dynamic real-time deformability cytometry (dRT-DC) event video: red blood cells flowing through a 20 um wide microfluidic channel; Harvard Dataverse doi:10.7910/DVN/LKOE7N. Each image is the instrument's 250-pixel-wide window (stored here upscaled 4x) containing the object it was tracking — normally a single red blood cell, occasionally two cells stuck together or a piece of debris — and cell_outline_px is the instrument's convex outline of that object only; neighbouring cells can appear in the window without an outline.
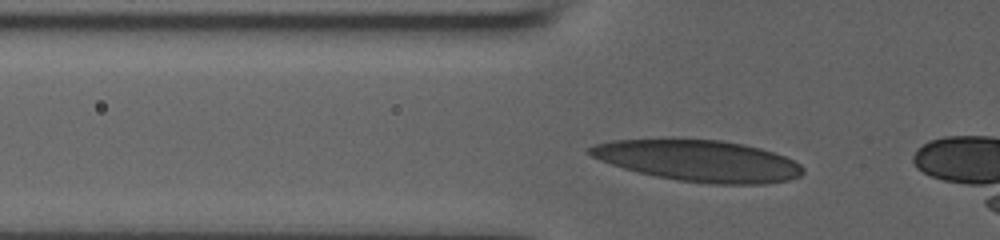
{"species": "human", "species_latin": "Homo sapiens", "temperature_condition": "room temperature", "stored_images_in_passage": 43, "camera_frame_rate_fps": 3000, "um_per_image_px": 0.085, "donor": {"sex": "male"}, "frame": {"image": 1, "passage_image": 16, "time_ms": 5.0, "image_size_px": [1000, 240], "cell_outline_px": [[804, 172], [800, 176], [788, 180], [764, 184], [712, 184], [676, 180], [656, 176], [624, 168], [600, 160], [592, 156], [588, 152], [588, 148], [592, 144], [612, 140], [672, 136], [720, 140], [744, 144], [760, 148], [784, 156], [800, 164], [804, 168]], "centroid_in_image_um": [59.33, 13.62], "position_along_channel_um": 66.5, "area_um2": 52.42}}
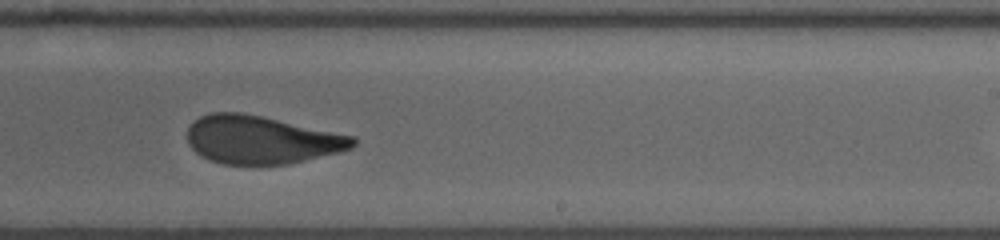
{"frame": {"image": 2, "passage_image": 32, "time_ms": 10.333, "image_size_px": [1000, 240], "cell_outline_px": [[356, 144], [352, 148], [340, 152], [288, 164], [224, 164], [208, 160], [200, 156], [188, 144], [188, 128], [200, 116], [212, 112], [240, 112], [260, 116], [356, 136]], "centroid_in_image_um": [22.22, 11.89], "position_along_channel_um": 266.8, "area_um2": 46.3}}
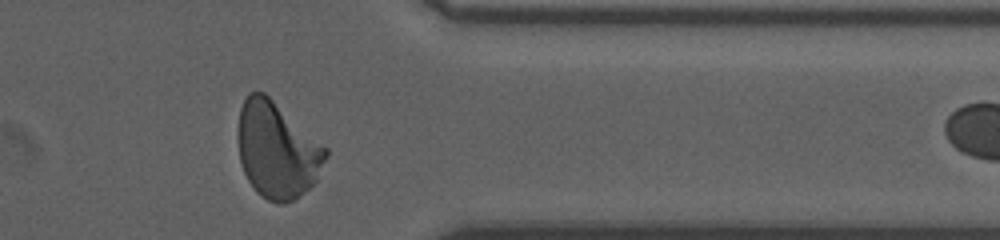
{"frame": {"image": 3, "passage_image": 42, "time_ms": 13.667, "image_size_px": [1000, 240], "cell_outline_px": [[328, 156], [316, 180], [304, 192], [292, 200], [284, 204], [280, 204], [268, 200], [256, 192], [248, 180], [244, 172], [240, 160], [236, 132], [240, 108], [248, 92], [264, 92], [328, 148]], "centroid_in_image_um": [23.53, 12.75], "position_along_channel_um": 387.9, "area_um2": 49.25}, "authors_computed_cell_mechanics": {"area_um2": 47.1648, "velocity_mm_per_s": 3.8534, "shape_relaxation_time_tau1_ms": null, "shape_relaxation_time_tau2_ms": 1.1744, "deformation_change_tau1": null, "deformation_change_tau2": 0.086}}